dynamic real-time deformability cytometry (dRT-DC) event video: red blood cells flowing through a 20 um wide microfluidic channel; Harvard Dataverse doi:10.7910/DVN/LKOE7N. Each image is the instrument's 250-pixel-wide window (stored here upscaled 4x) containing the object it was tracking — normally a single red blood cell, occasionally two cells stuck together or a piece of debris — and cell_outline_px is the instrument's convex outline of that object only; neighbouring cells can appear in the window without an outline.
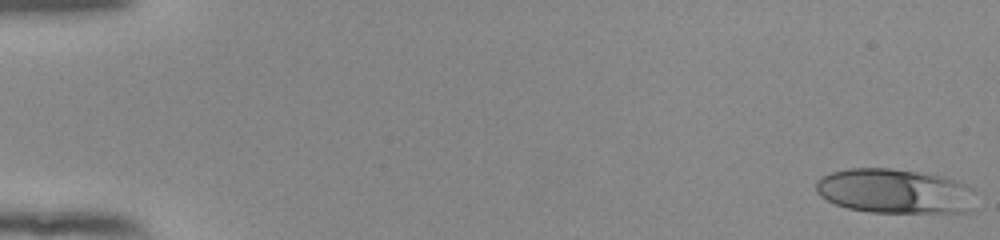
{"species": "human", "species_latin": "Homo sapiens", "temperature_condition": "room temperature", "stored_images_in_passage": 53, "camera_frame_rate_fps": 3000, "um_per_image_px": 0.085, "donor": {"sex": "female"}, "frame": {"image": 1, "passage_image": 1, "time_ms": 0.0, "image_size_px": [1000, 240], "cell_outline_px": [[972, 212], [868, 212], [848, 208], [836, 204], [820, 196], [816, 192], [816, 180], [820, 176], [832, 172], [848, 168], [892, 168], [944, 176], [968, 184], [972, 188]], "centroid_in_image_um": [76.03, 16.24], "position_along_channel_um": 9.0, "area_um2": 41.73}}
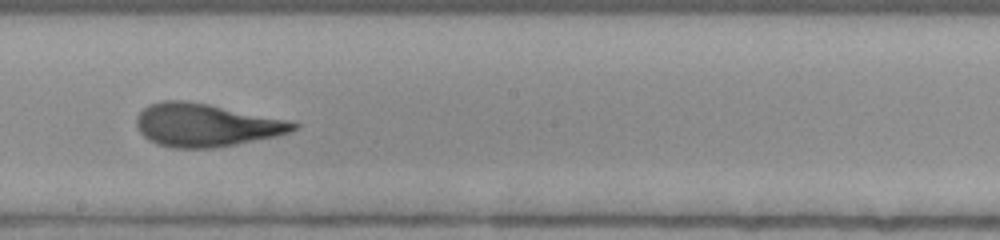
{"frame": {"image": 2, "passage_image": 31, "time_ms": 10.0, "image_size_px": [1000, 240], "cell_outline_px": [[300, 128], [276, 136], [216, 148], [172, 148], [156, 144], [148, 140], [140, 132], [136, 124], [136, 116], [148, 104], [160, 100], [184, 100], [208, 104], [288, 120], [300, 124]], "centroid_in_image_um": [17.47, 10.63], "position_along_channel_um": 230.7, "area_um2": 39.42}}
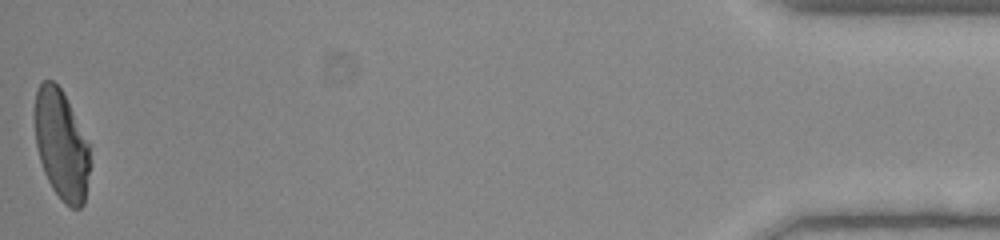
{"frame": {"image": 3, "passage_image": 53, "time_ms": 17.333, "image_size_px": [1000, 240], "cell_outline_px": [[92, 164], [84, 204], [80, 208], [72, 208], [64, 204], [60, 200], [52, 188], [44, 172], [40, 160], [36, 144], [36, 92], [40, 84], [44, 80], [52, 80], [64, 92], [88, 144]], "centroid_in_image_um": [5.25, 12.38], "position_along_channel_um": 429.9, "area_um2": 35.26}, "authors_computed_cell_mechanics": {"area_um2": 38.437, "velocity_mm_per_s": 3.9222, "shape_relaxation_time_tau1_ms": 5.7957, "shape_relaxation_time_tau2_ms": 0.8938, "deformation_change_tau1": 0.2311, "deformation_change_tau2": 0.0881}}